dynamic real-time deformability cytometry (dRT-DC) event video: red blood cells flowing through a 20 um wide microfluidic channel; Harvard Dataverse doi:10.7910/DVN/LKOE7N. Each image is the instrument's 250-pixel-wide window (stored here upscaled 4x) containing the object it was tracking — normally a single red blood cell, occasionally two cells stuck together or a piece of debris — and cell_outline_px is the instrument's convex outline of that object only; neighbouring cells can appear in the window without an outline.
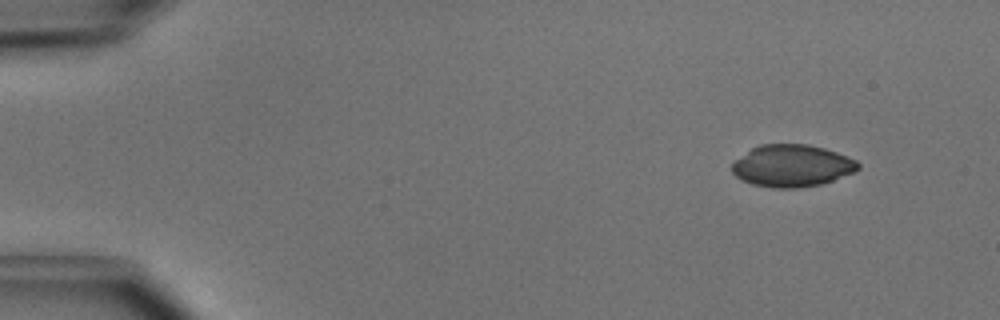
{"species": "common noctule bat (a hibernating species)", "species_latin": "Nyctalus noctula", "temperature_condition": "cold", "stored_images_in_passage": 45, "camera_frame_rate_fps": 3000, "um_per_image_px": 0.085, "animal": {"sex": "male", "body_mass_g": 15.6}, "frame": {"image": 1, "passage_image": 1, "time_ms": 0.0, "image_size_px": [1000, 320], "cell_outline_px": [[860, 168], [856, 172], [820, 184], [796, 188], [776, 188], [752, 184], [740, 180], [732, 172], [732, 164], [736, 160], [752, 148], [760, 144], [808, 144], [824, 148], [836, 152], [856, 160], [860, 164]], "centroid_in_image_um": [67.33, 14.09], "position_along_channel_um": 17.7, "area_um2": 30.87}}
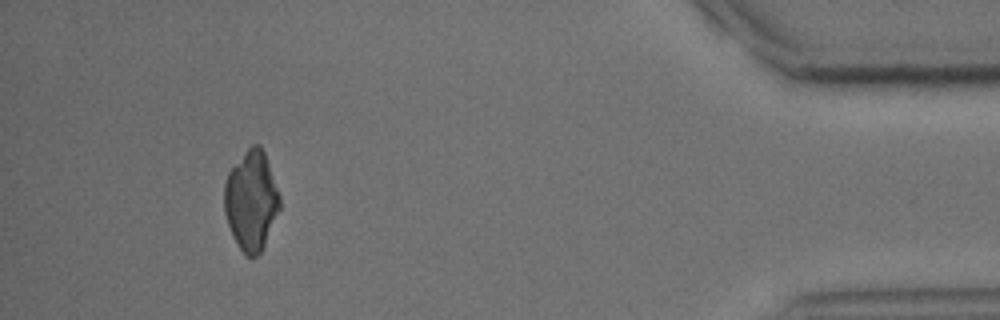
{"frame": {"image": 2, "passage_image": 42, "time_ms": 13.667, "image_size_px": [1000, 320], "cell_outline_px": [[280, 208], [264, 248], [256, 256], [244, 256], [232, 236], [224, 212], [224, 184], [228, 172], [244, 152], [252, 144], [260, 144], [264, 152], [280, 196]], "centroid_in_image_um": [21.35, 17.08], "position_along_channel_um": 413.9, "area_um2": 32.25}}